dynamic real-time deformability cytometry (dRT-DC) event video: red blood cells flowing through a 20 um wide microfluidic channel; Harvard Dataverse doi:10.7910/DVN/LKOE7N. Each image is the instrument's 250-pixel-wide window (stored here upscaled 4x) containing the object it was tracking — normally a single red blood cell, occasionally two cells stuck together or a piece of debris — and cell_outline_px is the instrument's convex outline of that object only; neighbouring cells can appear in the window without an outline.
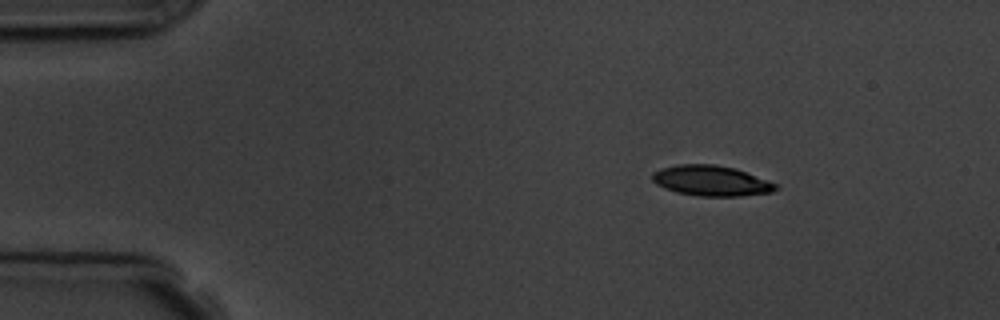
{"species": "common noctule bat (a hibernating species)", "species_latin": "Nyctalus noctula", "temperature_condition": "room temperature", "stored_images_in_passage": 4, "camera_frame_rate_fps": 3000, "um_per_image_px": 0.085, "animal": {"sex": "male", "body_mass_g": 19.5, "forearm_length_mm": 54.6}, "frame": {"image": 1, "passage_image": 1, "time_ms": 0.0, "image_size_px": [1000, 320], "cell_outline_px": [[780, 188], [772, 192], [740, 196], [700, 196], [676, 192], [664, 188], [656, 184], [652, 180], [652, 172], [660, 168], [680, 164], [712, 164], [736, 168], [780, 184]], "centroid_in_image_um": [60.49, 15.36], "position_along_channel_um": 24.5, "area_um2": 22.14}}